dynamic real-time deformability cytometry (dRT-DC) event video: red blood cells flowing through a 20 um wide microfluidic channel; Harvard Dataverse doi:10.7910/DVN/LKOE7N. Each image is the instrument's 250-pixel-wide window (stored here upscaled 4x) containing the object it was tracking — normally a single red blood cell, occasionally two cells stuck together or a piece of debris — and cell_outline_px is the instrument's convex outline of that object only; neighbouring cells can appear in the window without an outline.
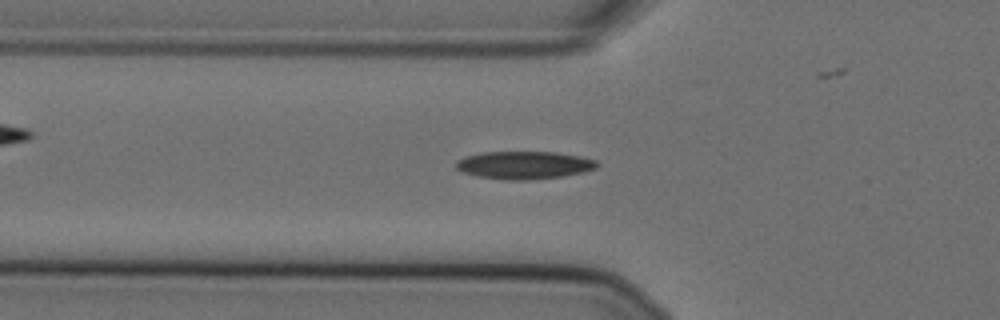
{"species": "Egyptian fruit bat (a non-hibernating species)", "species_latin": "Rousettus aegyptiacus", "temperature_condition": "cold", "stored_images_in_passage": 37, "camera_frame_rate_fps": 3000, "um_per_image_px": 0.085, "animal": {"sex": "female"}, "frame": {"image": 1, "passage_image": 19, "time_ms": 6.0, "image_size_px": [1000, 320], "cell_outline_px": [[600, 164], [596, 168], [584, 172], [560, 176], [528, 180], [504, 180], [480, 176], [464, 172], [456, 168], [456, 160], [464, 156], [484, 152], [556, 152], [580, 156], [596, 160]], "centroid_in_image_um": [44.57, 14.02], "position_along_channel_um": 81.2, "area_um2": 22.77}}
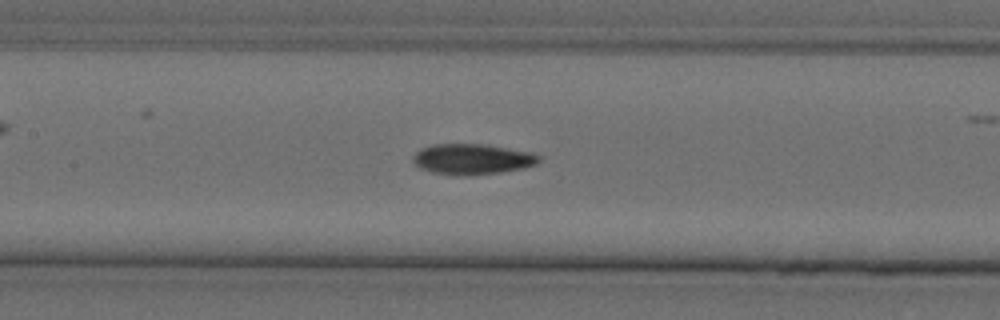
{"frame": {"image": 2, "passage_image": 26, "time_ms": 8.333, "image_size_px": [1000, 320], "cell_outline_px": [[540, 160], [536, 164], [524, 168], [500, 172], [432, 172], [420, 168], [412, 160], [412, 156], [420, 148], [432, 144], [488, 144], [532, 152], [540, 156]], "centroid_in_image_um": [40.17, 13.46], "position_along_channel_um": 167.2, "area_um2": 21.62}}
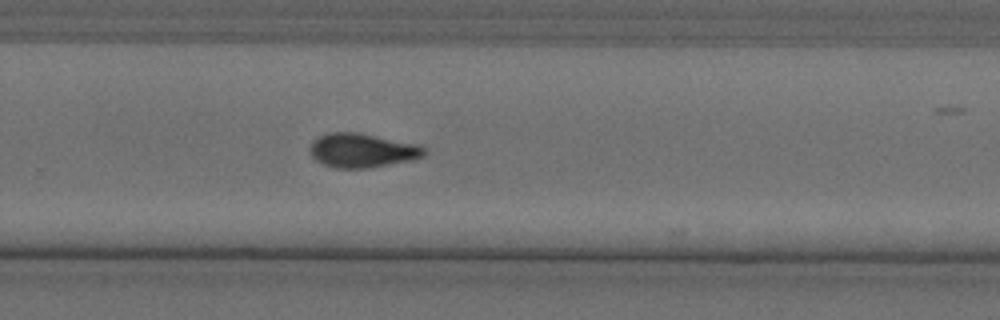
{"frame": {"image": 3, "passage_image": 37, "time_ms": 12.0, "image_size_px": [1000, 320], "cell_outline_px": [[428, 152], [424, 156], [412, 160], [368, 168], [336, 168], [324, 164], [316, 160], [312, 156], [312, 144], [320, 136], [328, 132], [360, 132], [420, 144], [428, 148]], "centroid_in_image_um": [30.89, 12.77], "position_along_channel_um": 298.9, "area_um2": 22.83}}